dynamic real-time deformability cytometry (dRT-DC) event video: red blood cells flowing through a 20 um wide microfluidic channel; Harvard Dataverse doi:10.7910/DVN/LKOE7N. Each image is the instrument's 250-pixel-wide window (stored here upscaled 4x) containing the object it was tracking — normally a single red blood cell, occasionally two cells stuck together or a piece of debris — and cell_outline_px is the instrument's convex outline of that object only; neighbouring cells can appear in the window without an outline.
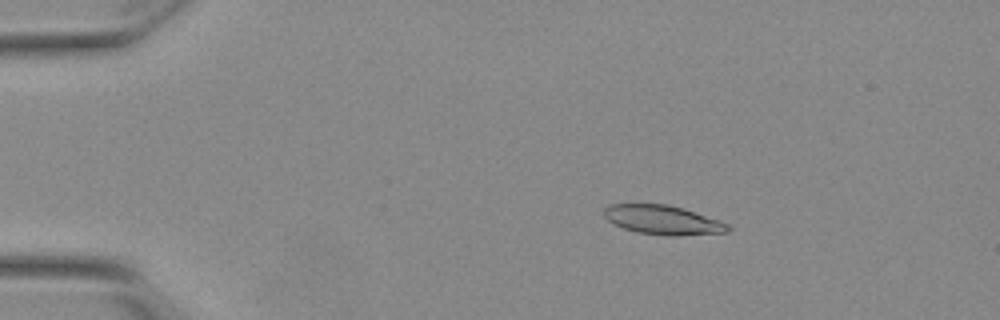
{"species": "Egyptian fruit bat (a non-hibernating species)", "species_latin": "Rousettus aegyptiacus", "temperature_condition": "warm", "stored_images_in_passage": 41, "camera_frame_rate_fps": 3000, "um_per_image_px": 0.085, "animal": {"sex": "female"}, "frame": {"image": 1, "passage_image": 2, "time_ms": 0.333, "image_size_px": [1000, 320], "cell_outline_px": [[732, 228], [728, 232], [636, 232], [624, 228], [608, 220], [604, 216], [604, 208], [608, 204], [668, 204], [684, 208], [728, 224]], "centroid_in_image_um": [56.24, 18.61], "position_along_channel_um": 28.8, "area_um2": 19.59}}
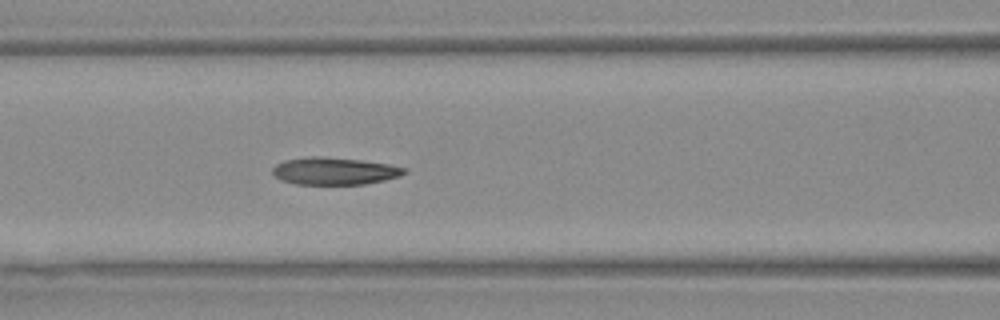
{"frame": {"image": 2, "passage_image": 16, "time_ms": 5.0, "image_size_px": [1000, 320], "cell_outline_px": [[408, 172], [400, 176], [384, 180], [364, 184], [296, 184], [284, 180], [276, 176], [272, 172], [272, 168], [276, 164], [284, 160], [308, 156], [320, 156], [360, 160], [388, 164], [404, 168]], "centroid_in_image_um": [28.42, 14.53], "position_along_channel_um": 138.2, "area_um2": 20.81}}
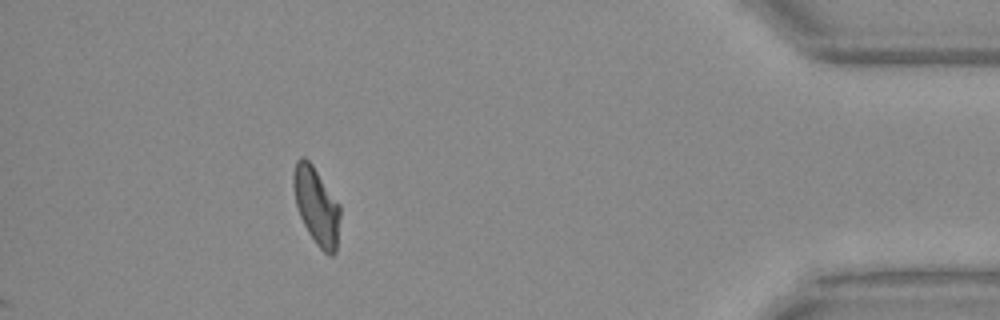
{"frame": {"image": 3, "passage_image": 41, "time_ms": 13.333, "image_size_px": [1000, 320], "cell_outline_px": [[340, 216], [336, 252], [332, 256], [328, 256], [316, 244], [308, 232], [300, 216], [296, 204], [292, 184], [292, 180], [296, 160], [300, 156], [304, 156], [312, 164], [340, 204]], "centroid_in_image_um": [26.9, 17.5], "position_along_channel_um": 408.3, "area_um2": 21.1}, "authors_computed_cell_mechanics": {"area_um2": 20.8658, "velocity_mm_per_s": 3.8346, "shape_relaxation_time_tau1_ms": null, "shape_relaxation_time_tau2_ms": 2.7208, "deformation_change_tau1": null, "deformation_change_tau2": 0.0914}}